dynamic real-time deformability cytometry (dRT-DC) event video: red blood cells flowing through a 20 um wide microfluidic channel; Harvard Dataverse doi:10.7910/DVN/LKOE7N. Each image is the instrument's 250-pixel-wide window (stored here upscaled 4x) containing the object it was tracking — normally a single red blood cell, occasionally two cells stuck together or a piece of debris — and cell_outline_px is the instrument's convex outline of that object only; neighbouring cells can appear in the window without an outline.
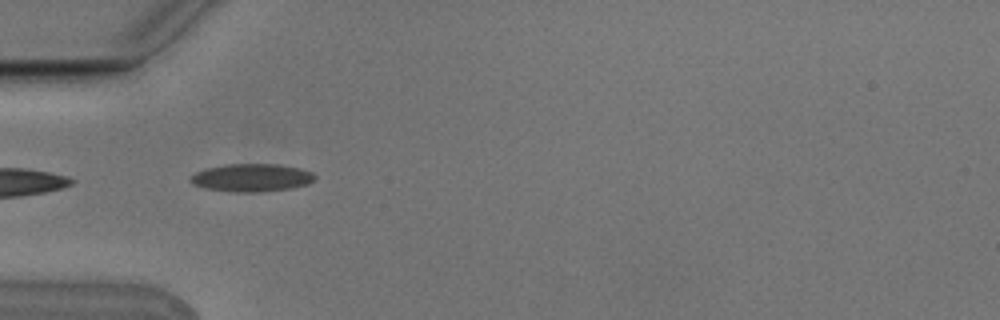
{"species": "Egyptian fruit bat (a non-hibernating species)", "species_latin": "Rousettus aegyptiacus", "temperature_condition": "cold", "stored_images_in_passage": 4, "camera_frame_rate_fps": 3000, "um_per_image_px": 0.085, "animal": {"sex": "male"}, "frame": {"image": 1, "passage_image": 3, "time_ms": 0.667, "image_size_px": [1000, 320], "cell_outline_px": [[316, 176], [308, 184], [292, 188], [260, 192], [236, 192], [204, 188], [192, 184], [188, 180], [196, 172], [208, 168], [224, 164], [276, 164], [300, 168], [312, 172]], "centroid_in_image_um": [21.38, 15.1], "position_along_channel_um": 63.6, "area_um2": 20.17}}